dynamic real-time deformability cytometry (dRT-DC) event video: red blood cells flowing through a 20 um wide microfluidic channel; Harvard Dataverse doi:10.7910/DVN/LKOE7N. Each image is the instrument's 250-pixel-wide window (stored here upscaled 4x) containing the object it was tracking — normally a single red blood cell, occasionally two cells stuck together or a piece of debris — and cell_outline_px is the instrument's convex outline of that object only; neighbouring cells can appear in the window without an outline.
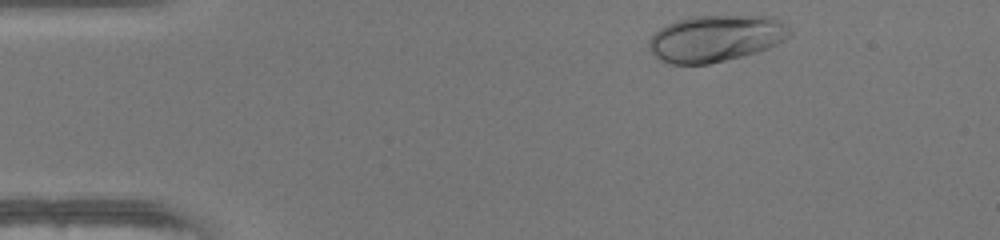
{"species": "human", "species_latin": "Homo sapiens", "temperature_condition": "warm", "stored_images_in_passage": 35, "camera_frame_rate_fps": 3000, "um_per_image_px": 0.085, "donor": {"sex": "female"}, "frame": {"image": 1, "passage_image": 2, "time_ms": 0.333, "image_size_px": [1000, 240], "cell_outline_px": [[792, 36], [768, 48], [756, 52], [708, 64], [672, 64], [660, 60], [648, 48], [648, 40], [660, 28], [676, 20], [692, 16], [776, 16], [788, 24], [792, 32]], "centroid_in_image_um": [60.88, 3.24], "position_along_channel_um": 24.1, "area_um2": 38.38}}
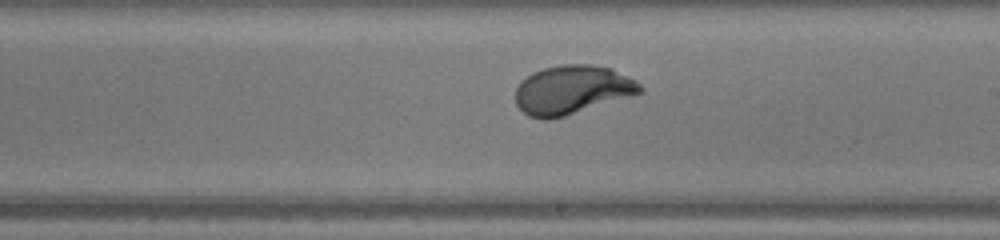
{"frame": {"image": 2, "passage_image": 23, "time_ms": 7.333, "image_size_px": [1000, 240], "cell_outline_px": [[644, 92], [632, 96], [564, 116], [548, 120], [540, 120], [528, 116], [516, 104], [516, 88], [520, 80], [532, 72], [544, 68], [560, 64], [592, 64], [612, 68], [636, 80], [644, 88]], "centroid_in_image_um": [48.63, 7.63], "position_along_channel_um": 240.4, "area_um2": 35.84}}
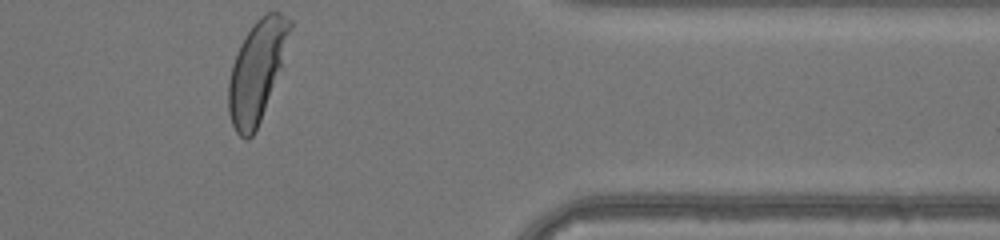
{"frame": {"image": 3, "passage_image": 35, "time_ms": 11.333, "image_size_px": [1000, 240], "cell_outline_px": [[292, 28], [280, 68], [260, 120], [252, 136], [248, 140], [244, 140], [236, 132], [232, 124], [228, 112], [228, 80], [232, 64], [240, 44], [244, 36], [256, 20], [264, 12], [280, 12], [292, 20]], "centroid_in_image_um": [21.81, 6.01], "position_along_channel_um": 389.6, "area_um2": 35.66}, "authors_computed_cell_mechanics": {"area_um2": 35.3158, "velocity_mm_per_s": 4.2469, "shape_relaxation_time_tau1_ms": 2.4707, "shape_relaxation_time_tau2_ms": null, "deformation_change_tau1": 0.1856, "deformation_change_tau2": null}}